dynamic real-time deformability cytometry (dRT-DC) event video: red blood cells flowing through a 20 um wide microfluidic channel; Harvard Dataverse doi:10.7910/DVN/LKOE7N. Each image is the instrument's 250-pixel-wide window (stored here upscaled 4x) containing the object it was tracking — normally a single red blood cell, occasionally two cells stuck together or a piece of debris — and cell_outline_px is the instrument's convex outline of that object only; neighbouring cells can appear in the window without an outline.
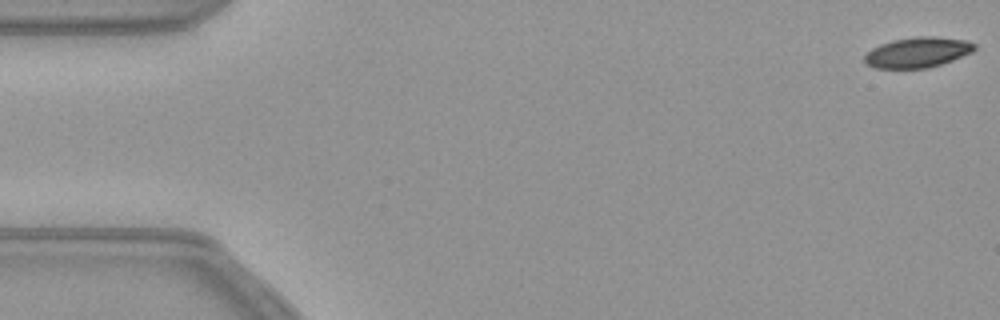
{"species": "common noctule bat (a hibernating species)", "species_latin": "Nyctalus noctula", "temperature_condition": "warm", "stored_images_in_passage": 55, "camera_frame_rate_fps": 3000, "um_per_image_px": 0.085, "animal": {"sex": "female", "body_mass_g": 21.9}, "frame": {"image": 1, "passage_image": 1, "time_ms": 0.0, "image_size_px": [1000, 320], "cell_outline_px": [[976, 48], [972, 52], [952, 60], [928, 68], [876, 68], [864, 64], [864, 56], [872, 48], [880, 44], [892, 40], [916, 36], [932, 36], [968, 40], [976, 44]], "centroid_in_image_um": [77.99, 4.44], "position_along_channel_um": 7.0, "area_um2": 19.54}}
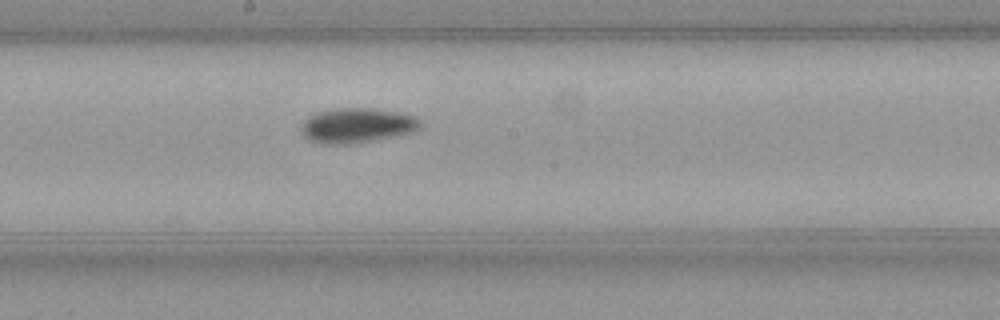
{"frame": {"image": 2, "passage_image": 29, "time_ms": 9.333, "image_size_px": [1000, 320], "cell_outline_px": [[420, 128], [412, 132], [396, 136], [348, 144], [320, 144], [308, 140], [300, 132], [300, 128], [304, 120], [308, 116], [320, 112], [340, 108], [372, 108], [396, 112], [416, 116], [420, 120]], "centroid_in_image_um": [30.31, 10.67], "position_along_channel_um": 217.9, "area_um2": 24.16}}
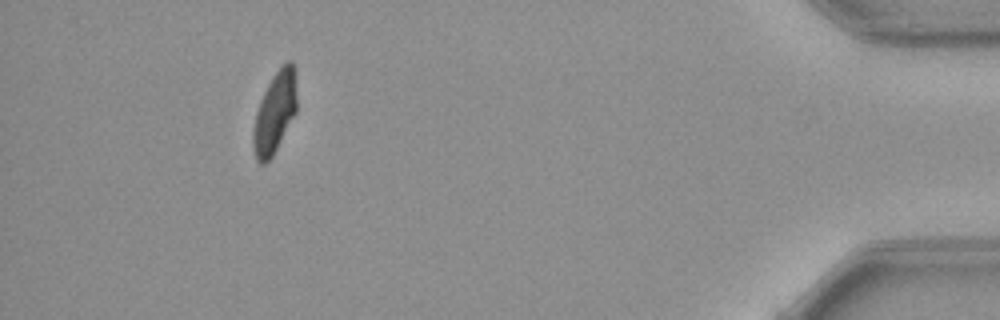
{"frame": {"image": 3, "passage_image": 50, "time_ms": 16.333, "image_size_px": [1000, 320], "cell_outline_px": [[296, 112], [272, 156], [264, 164], [260, 164], [256, 160], [252, 144], [252, 132], [256, 112], [260, 100], [272, 76], [288, 60], [292, 60], [296, 68]], "centroid_in_image_um": [23.35, 9.55], "position_along_channel_um": 411.8, "area_um2": 20.63}}